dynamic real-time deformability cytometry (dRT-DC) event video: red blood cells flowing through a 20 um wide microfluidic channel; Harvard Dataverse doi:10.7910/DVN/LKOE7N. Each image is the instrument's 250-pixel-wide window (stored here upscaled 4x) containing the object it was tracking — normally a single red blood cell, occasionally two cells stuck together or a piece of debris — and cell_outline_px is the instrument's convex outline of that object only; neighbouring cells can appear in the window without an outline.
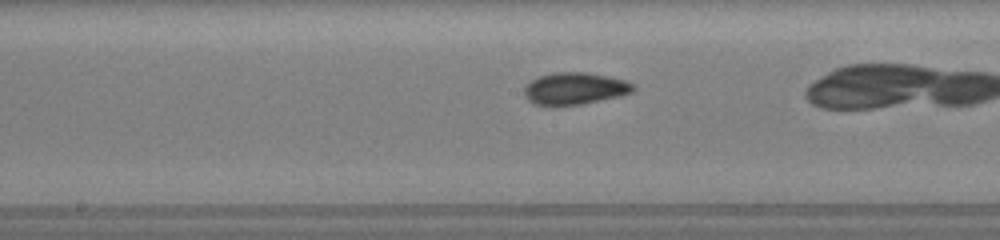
{"species": "common noctule bat (a hibernating species)", "species_latin": "Nyctalus noctula", "temperature_condition": "room temperature", "stored_images_in_passage": 21, "camera_frame_rate_fps": 3000, "um_per_image_px": 0.085, "animal": {"sex": "female", "body_mass_g": 19.5, "forearm_length_mm": 54.1}, "frame": {"image": 1, "passage_image": 10, "time_ms": 3.667, "image_size_px": [1000, 240], "cell_outline_px": [[636, 88], [632, 92], [620, 96], [584, 104], [532, 104], [524, 96], [524, 88], [532, 80], [540, 76], [556, 72], [588, 72], [628, 80], [636, 84]], "centroid_in_image_um": [48.93, 7.51], "position_along_channel_um": 199.3, "area_um2": 20.35}}